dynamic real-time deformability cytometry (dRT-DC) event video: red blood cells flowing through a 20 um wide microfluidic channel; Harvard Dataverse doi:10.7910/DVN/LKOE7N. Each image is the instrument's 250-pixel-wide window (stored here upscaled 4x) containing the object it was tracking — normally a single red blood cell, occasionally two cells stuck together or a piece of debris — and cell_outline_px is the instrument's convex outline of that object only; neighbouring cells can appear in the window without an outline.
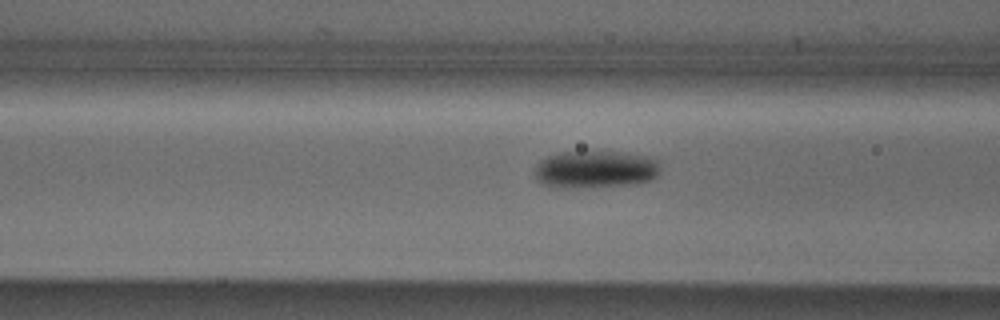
{"species": "Egyptian fruit bat (a non-hibernating species)", "species_latin": "Rousettus aegyptiacus", "temperature_condition": "cold", "stored_images_in_passage": 15, "camera_frame_rate_fps": 3000, "um_per_image_px": 0.085, "animal": {"sex": "male"}, "frame": {"image": 1, "passage_image": 13, "time_ms": 4.0, "image_size_px": [1000, 320], "cell_outline_px": [[660, 172], [652, 180], [636, 184], [544, 184], [536, 176], [536, 164], [540, 160], [548, 156], [564, 152], [620, 152], [648, 156], [660, 160]], "centroid_in_image_um": [50.75, 14.32], "position_along_channel_um": 115.8, "area_um2": 25.95}}